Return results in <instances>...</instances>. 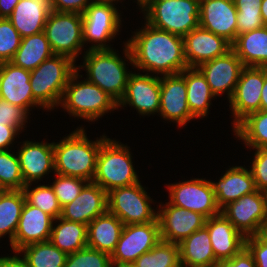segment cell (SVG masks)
Wrapping results in <instances>:
<instances>
[{"label":"cell","instance_id":"6da1fadb","mask_svg":"<svg viewBox=\"0 0 267 267\" xmlns=\"http://www.w3.org/2000/svg\"><path fill=\"white\" fill-rule=\"evenodd\" d=\"M125 43L124 56L133 67L162 76L188 68L183 37L155 28L145 22Z\"/></svg>","mask_w":267,"mask_h":267},{"label":"cell","instance_id":"7a4b0ae2","mask_svg":"<svg viewBox=\"0 0 267 267\" xmlns=\"http://www.w3.org/2000/svg\"><path fill=\"white\" fill-rule=\"evenodd\" d=\"M105 135L96 141H90L84 128L78 127L60 142H53L54 173L79 177L92 182L96 171V160Z\"/></svg>","mask_w":267,"mask_h":267},{"label":"cell","instance_id":"3957f363","mask_svg":"<svg viewBox=\"0 0 267 267\" xmlns=\"http://www.w3.org/2000/svg\"><path fill=\"white\" fill-rule=\"evenodd\" d=\"M83 65L89 82L97 85L117 103L122 99L130 71H127L126 60L120 58L114 49L86 50Z\"/></svg>","mask_w":267,"mask_h":267},{"label":"cell","instance_id":"277c9868","mask_svg":"<svg viewBox=\"0 0 267 267\" xmlns=\"http://www.w3.org/2000/svg\"><path fill=\"white\" fill-rule=\"evenodd\" d=\"M78 70L76 69L68 80L60 107L71 116L86 119L88 122L98 120L105 113L118 109V103L97 85L86 79L77 81L82 78Z\"/></svg>","mask_w":267,"mask_h":267},{"label":"cell","instance_id":"5b68a950","mask_svg":"<svg viewBox=\"0 0 267 267\" xmlns=\"http://www.w3.org/2000/svg\"><path fill=\"white\" fill-rule=\"evenodd\" d=\"M129 148L119 141L107 138L99 149L92 182L101 186L107 193L115 188L140 182Z\"/></svg>","mask_w":267,"mask_h":267},{"label":"cell","instance_id":"8992f818","mask_svg":"<svg viewBox=\"0 0 267 267\" xmlns=\"http://www.w3.org/2000/svg\"><path fill=\"white\" fill-rule=\"evenodd\" d=\"M76 71L75 62L69 57L54 54L30 71L33 97L47 110L59 106L65 87Z\"/></svg>","mask_w":267,"mask_h":267},{"label":"cell","instance_id":"52a82bcc","mask_svg":"<svg viewBox=\"0 0 267 267\" xmlns=\"http://www.w3.org/2000/svg\"><path fill=\"white\" fill-rule=\"evenodd\" d=\"M200 0H150L141 8L151 26L184 37L199 26Z\"/></svg>","mask_w":267,"mask_h":267},{"label":"cell","instance_id":"ba28073f","mask_svg":"<svg viewBox=\"0 0 267 267\" xmlns=\"http://www.w3.org/2000/svg\"><path fill=\"white\" fill-rule=\"evenodd\" d=\"M113 2L94 0L82 14L83 43L93 42L88 50L112 49L106 42L118 35L122 22Z\"/></svg>","mask_w":267,"mask_h":267},{"label":"cell","instance_id":"9c48e42d","mask_svg":"<svg viewBox=\"0 0 267 267\" xmlns=\"http://www.w3.org/2000/svg\"><path fill=\"white\" fill-rule=\"evenodd\" d=\"M152 199L141 183L115 188L107 193L108 211L124 225L158 221V212L152 209Z\"/></svg>","mask_w":267,"mask_h":267},{"label":"cell","instance_id":"30bf717a","mask_svg":"<svg viewBox=\"0 0 267 267\" xmlns=\"http://www.w3.org/2000/svg\"><path fill=\"white\" fill-rule=\"evenodd\" d=\"M82 31V14L55 11L48 15L43 30L53 53L74 62L84 46Z\"/></svg>","mask_w":267,"mask_h":267},{"label":"cell","instance_id":"8fae6325","mask_svg":"<svg viewBox=\"0 0 267 267\" xmlns=\"http://www.w3.org/2000/svg\"><path fill=\"white\" fill-rule=\"evenodd\" d=\"M221 213L245 238L267 231V207L262 191L256 190L228 203Z\"/></svg>","mask_w":267,"mask_h":267},{"label":"cell","instance_id":"7c38bea8","mask_svg":"<svg viewBox=\"0 0 267 267\" xmlns=\"http://www.w3.org/2000/svg\"><path fill=\"white\" fill-rule=\"evenodd\" d=\"M158 221L124 225L123 231L110 255L112 265L134 263L142 254L150 251L159 241Z\"/></svg>","mask_w":267,"mask_h":267},{"label":"cell","instance_id":"4fadbf2b","mask_svg":"<svg viewBox=\"0 0 267 267\" xmlns=\"http://www.w3.org/2000/svg\"><path fill=\"white\" fill-rule=\"evenodd\" d=\"M170 203L205 216L207 219L221 213L211 181L195 178L168 184Z\"/></svg>","mask_w":267,"mask_h":267},{"label":"cell","instance_id":"5bb4252c","mask_svg":"<svg viewBox=\"0 0 267 267\" xmlns=\"http://www.w3.org/2000/svg\"><path fill=\"white\" fill-rule=\"evenodd\" d=\"M265 67L245 66L229 100L234 116L233 128L247 115L260 110L261 91L264 85Z\"/></svg>","mask_w":267,"mask_h":267},{"label":"cell","instance_id":"9a60e30c","mask_svg":"<svg viewBox=\"0 0 267 267\" xmlns=\"http://www.w3.org/2000/svg\"><path fill=\"white\" fill-rule=\"evenodd\" d=\"M187 87L185 69L178 74L160 77V109L159 114L165 120L184 126L195 119L187 104Z\"/></svg>","mask_w":267,"mask_h":267},{"label":"cell","instance_id":"2e32d148","mask_svg":"<svg viewBox=\"0 0 267 267\" xmlns=\"http://www.w3.org/2000/svg\"><path fill=\"white\" fill-rule=\"evenodd\" d=\"M157 219L161 240L179 244L193 232L205 226L206 217L200 213L172 205L159 204Z\"/></svg>","mask_w":267,"mask_h":267},{"label":"cell","instance_id":"e0dca14e","mask_svg":"<svg viewBox=\"0 0 267 267\" xmlns=\"http://www.w3.org/2000/svg\"><path fill=\"white\" fill-rule=\"evenodd\" d=\"M132 106L142 116L154 115L160 109V77L153 74L132 73L118 107ZM123 105V106H122Z\"/></svg>","mask_w":267,"mask_h":267},{"label":"cell","instance_id":"ac0fdd59","mask_svg":"<svg viewBox=\"0 0 267 267\" xmlns=\"http://www.w3.org/2000/svg\"><path fill=\"white\" fill-rule=\"evenodd\" d=\"M244 67L242 61L231 49L223 56L204 62L197 69L207 80L215 98L226 91L230 100Z\"/></svg>","mask_w":267,"mask_h":267},{"label":"cell","instance_id":"d6986e66","mask_svg":"<svg viewBox=\"0 0 267 267\" xmlns=\"http://www.w3.org/2000/svg\"><path fill=\"white\" fill-rule=\"evenodd\" d=\"M236 18L237 9L233 0H200L199 26L231 44L237 37Z\"/></svg>","mask_w":267,"mask_h":267},{"label":"cell","instance_id":"ffe728a7","mask_svg":"<svg viewBox=\"0 0 267 267\" xmlns=\"http://www.w3.org/2000/svg\"><path fill=\"white\" fill-rule=\"evenodd\" d=\"M0 98L23 108L28 114L30 108L45 109L32 94L30 71L11 62L0 63Z\"/></svg>","mask_w":267,"mask_h":267},{"label":"cell","instance_id":"44dd1931","mask_svg":"<svg viewBox=\"0 0 267 267\" xmlns=\"http://www.w3.org/2000/svg\"><path fill=\"white\" fill-rule=\"evenodd\" d=\"M184 55L189 68L223 56L232 49L231 43L200 26L183 37Z\"/></svg>","mask_w":267,"mask_h":267},{"label":"cell","instance_id":"7402d4cb","mask_svg":"<svg viewBox=\"0 0 267 267\" xmlns=\"http://www.w3.org/2000/svg\"><path fill=\"white\" fill-rule=\"evenodd\" d=\"M54 218L25 201L14 240L10 244L14 252L30 244L49 241Z\"/></svg>","mask_w":267,"mask_h":267},{"label":"cell","instance_id":"603a6c76","mask_svg":"<svg viewBox=\"0 0 267 267\" xmlns=\"http://www.w3.org/2000/svg\"><path fill=\"white\" fill-rule=\"evenodd\" d=\"M107 210V192L98 184L88 182L71 203L62 207L60 217L88 225Z\"/></svg>","mask_w":267,"mask_h":267},{"label":"cell","instance_id":"cb8c5ba5","mask_svg":"<svg viewBox=\"0 0 267 267\" xmlns=\"http://www.w3.org/2000/svg\"><path fill=\"white\" fill-rule=\"evenodd\" d=\"M17 156L25 184L37 183L44 175L55 171L54 147L52 143L23 141Z\"/></svg>","mask_w":267,"mask_h":267},{"label":"cell","instance_id":"d4e9b609","mask_svg":"<svg viewBox=\"0 0 267 267\" xmlns=\"http://www.w3.org/2000/svg\"><path fill=\"white\" fill-rule=\"evenodd\" d=\"M210 242L217 261L231 259L245 247V237L222 214L206 219Z\"/></svg>","mask_w":267,"mask_h":267},{"label":"cell","instance_id":"484cf974","mask_svg":"<svg viewBox=\"0 0 267 267\" xmlns=\"http://www.w3.org/2000/svg\"><path fill=\"white\" fill-rule=\"evenodd\" d=\"M51 11L52 0H20L7 18L23 38L43 32Z\"/></svg>","mask_w":267,"mask_h":267},{"label":"cell","instance_id":"4316f807","mask_svg":"<svg viewBox=\"0 0 267 267\" xmlns=\"http://www.w3.org/2000/svg\"><path fill=\"white\" fill-rule=\"evenodd\" d=\"M211 184L220 209L257 190L250 169L243 166L230 167L218 182L211 181Z\"/></svg>","mask_w":267,"mask_h":267},{"label":"cell","instance_id":"83f0119b","mask_svg":"<svg viewBox=\"0 0 267 267\" xmlns=\"http://www.w3.org/2000/svg\"><path fill=\"white\" fill-rule=\"evenodd\" d=\"M123 228V222L107 210L87 225V247L111 255Z\"/></svg>","mask_w":267,"mask_h":267},{"label":"cell","instance_id":"f1b7e54d","mask_svg":"<svg viewBox=\"0 0 267 267\" xmlns=\"http://www.w3.org/2000/svg\"><path fill=\"white\" fill-rule=\"evenodd\" d=\"M232 50L244 66L267 67V26L237 35Z\"/></svg>","mask_w":267,"mask_h":267},{"label":"cell","instance_id":"f546056e","mask_svg":"<svg viewBox=\"0 0 267 267\" xmlns=\"http://www.w3.org/2000/svg\"><path fill=\"white\" fill-rule=\"evenodd\" d=\"M178 245L181 266L210 265L217 262L205 226L193 232Z\"/></svg>","mask_w":267,"mask_h":267},{"label":"cell","instance_id":"4dcf8cb0","mask_svg":"<svg viewBox=\"0 0 267 267\" xmlns=\"http://www.w3.org/2000/svg\"><path fill=\"white\" fill-rule=\"evenodd\" d=\"M53 55L54 53L45 33L41 32L23 37L18 50L10 62L15 66L32 71Z\"/></svg>","mask_w":267,"mask_h":267},{"label":"cell","instance_id":"1f68e13d","mask_svg":"<svg viewBox=\"0 0 267 267\" xmlns=\"http://www.w3.org/2000/svg\"><path fill=\"white\" fill-rule=\"evenodd\" d=\"M185 81L187 87V104L192 116L203 118L207 116L211 99L215 97L207 80L197 68L185 69Z\"/></svg>","mask_w":267,"mask_h":267},{"label":"cell","instance_id":"d6a6232c","mask_svg":"<svg viewBox=\"0 0 267 267\" xmlns=\"http://www.w3.org/2000/svg\"><path fill=\"white\" fill-rule=\"evenodd\" d=\"M52 227L50 242L61 251L71 254L87 247V225L58 217Z\"/></svg>","mask_w":267,"mask_h":267},{"label":"cell","instance_id":"836d02e7","mask_svg":"<svg viewBox=\"0 0 267 267\" xmlns=\"http://www.w3.org/2000/svg\"><path fill=\"white\" fill-rule=\"evenodd\" d=\"M26 201L23 190H6L0 198V238L9 235L10 244L18 228L23 205Z\"/></svg>","mask_w":267,"mask_h":267},{"label":"cell","instance_id":"e575fe53","mask_svg":"<svg viewBox=\"0 0 267 267\" xmlns=\"http://www.w3.org/2000/svg\"><path fill=\"white\" fill-rule=\"evenodd\" d=\"M234 135L246 147L267 148V113L259 110L247 115L234 128Z\"/></svg>","mask_w":267,"mask_h":267},{"label":"cell","instance_id":"d590c367","mask_svg":"<svg viewBox=\"0 0 267 267\" xmlns=\"http://www.w3.org/2000/svg\"><path fill=\"white\" fill-rule=\"evenodd\" d=\"M28 267H64L68 254L58 249L50 241L38 242L21 248Z\"/></svg>","mask_w":267,"mask_h":267},{"label":"cell","instance_id":"8d00e7d4","mask_svg":"<svg viewBox=\"0 0 267 267\" xmlns=\"http://www.w3.org/2000/svg\"><path fill=\"white\" fill-rule=\"evenodd\" d=\"M137 267H181L179 245L160 240L150 251L138 257Z\"/></svg>","mask_w":267,"mask_h":267},{"label":"cell","instance_id":"74e56055","mask_svg":"<svg viewBox=\"0 0 267 267\" xmlns=\"http://www.w3.org/2000/svg\"><path fill=\"white\" fill-rule=\"evenodd\" d=\"M32 183L26 184L23 188L26 201L46 212L54 219L60 217L62 207L51 187V185H38L31 189ZM31 189V190H30Z\"/></svg>","mask_w":267,"mask_h":267},{"label":"cell","instance_id":"f35d334b","mask_svg":"<svg viewBox=\"0 0 267 267\" xmlns=\"http://www.w3.org/2000/svg\"><path fill=\"white\" fill-rule=\"evenodd\" d=\"M237 9V35L265 26L261 17L262 0H233Z\"/></svg>","mask_w":267,"mask_h":267},{"label":"cell","instance_id":"ab89813d","mask_svg":"<svg viewBox=\"0 0 267 267\" xmlns=\"http://www.w3.org/2000/svg\"><path fill=\"white\" fill-rule=\"evenodd\" d=\"M10 150L0 151V187L5 190H23V180L19 159Z\"/></svg>","mask_w":267,"mask_h":267},{"label":"cell","instance_id":"60d3db41","mask_svg":"<svg viewBox=\"0 0 267 267\" xmlns=\"http://www.w3.org/2000/svg\"><path fill=\"white\" fill-rule=\"evenodd\" d=\"M87 183V180L79 177L64 176L56 173V178L51 187L59 204L63 207L71 203Z\"/></svg>","mask_w":267,"mask_h":267},{"label":"cell","instance_id":"b9f144b4","mask_svg":"<svg viewBox=\"0 0 267 267\" xmlns=\"http://www.w3.org/2000/svg\"><path fill=\"white\" fill-rule=\"evenodd\" d=\"M64 267H112L110 254L85 247L68 254Z\"/></svg>","mask_w":267,"mask_h":267},{"label":"cell","instance_id":"7bdbcfd3","mask_svg":"<svg viewBox=\"0 0 267 267\" xmlns=\"http://www.w3.org/2000/svg\"><path fill=\"white\" fill-rule=\"evenodd\" d=\"M22 37L8 20L0 18V63L10 62L18 50Z\"/></svg>","mask_w":267,"mask_h":267},{"label":"cell","instance_id":"ee69618b","mask_svg":"<svg viewBox=\"0 0 267 267\" xmlns=\"http://www.w3.org/2000/svg\"><path fill=\"white\" fill-rule=\"evenodd\" d=\"M28 115L23 108L0 98V125L14 126L22 131L28 122Z\"/></svg>","mask_w":267,"mask_h":267},{"label":"cell","instance_id":"f6af8a7d","mask_svg":"<svg viewBox=\"0 0 267 267\" xmlns=\"http://www.w3.org/2000/svg\"><path fill=\"white\" fill-rule=\"evenodd\" d=\"M250 171L256 189L265 190L267 188V148H256Z\"/></svg>","mask_w":267,"mask_h":267},{"label":"cell","instance_id":"bcb514c9","mask_svg":"<svg viewBox=\"0 0 267 267\" xmlns=\"http://www.w3.org/2000/svg\"><path fill=\"white\" fill-rule=\"evenodd\" d=\"M245 247L252 254L257 267H267V231L247 237Z\"/></svg>","mask_w":267,"mask_h":267},{"label":"cell","instance_id":"7dc6e473","mask_svg":"<svg viewBox=\"0 0 267 267\" xmlns=\"http://www.w3.org/2000/svg\"><path fill=\"white\" fill-rule=\"evenodd\" d=\"M214 267H257L252 254L244 247L231 259L219 260Z\"/></svg>","mask_w":267,"mask_h":267},{"label":"cell","instance_id":"c3c4849f","mask_svg":"<svg viewBox=\"0 0 267 267\" xmlns=\"http://www.w3.org/2000/svg\"><path fill=\"white\" fill-rule=\"evenodd\" d=\"M92 1L94 0H52V6L55 12H75L83 14Z\"/></svg>","mask_w":267,"mask_h":267},{"label":"cell","instance_id":"681fc988","mask_svg":"<svg viewBox=\"0 0 267 267\" xmlns=\"http://www.w3.org/2000/svg\"><path fill=\"white\" fill-rule=\"evenodd\" d=\"M19 132L17 127L0 125V151L8 150Z\"/></svg>","mask_w":267,"mask_h":267},{"label":"cell","instance_id":"f907efd6","mask_svg":"<svg viewBox=\"0 0 267 267\" xmlns=\"http://www.w3.org/2000/svg\"><path fill=\"white\" fill-rule=\"evenodd\" d=\"M16 253L13 256L0 257V267H28L25 259Z\"/></svg>","mask_w":267,"mask_h":267},{"label":"cell","instance_id":"816d5d0a","mask_svg":"<svg viewBox=\"0 0 267 267\" xmlns=\"http://www.w3.org/2000/svg\"><path fill=\"white\" fill-rule=\"evenodd\" d=\"M20 0H0V18L9 17Z\"/></svg>","mask_w":267,"mask_h":267},{"label":"cell","instance_id":"f5cc1de1","mask_svg":"<svg viewBox=\"0 0 267 267\" xmlns=\"http://www.w3.org/2000/svg\"><path fill=\"white\" fill-rule=\"evenodd\" d=\"M260 110L267 113V67H265L264 85L261 91Z\"/></svg>","mask_w":267,"mask_h":267},{"label":"cell","instance_id":"db71d44e","mask_svg":"<svg viewBox=\"0 0 267 267\" xmlns=\"http://www.w3.org/2000/svg\"><path fill=\"white\" fill-rule=\"evenodd\" d=\"M260 9L263 23L267 26V0H262Z\"/></svg>","mask_w":267,"mask_h":267},{"label":"cell","instance_id":"11a10c76","mask_svg":"<svg viewBox=\"0 0 267 267\" xmlns=\"http://www.w3.org/2000/svg\"><path fill=\"white\" fill-rule=\"evenodd\" d=\"M137 267L134 263L129 264H120V265H112V267Z\"/></svg>","mask_w":267,"mask_h":267},{"label":"cell","instance_id":"9f6ffc18","mask_svg":"<svg viewBox=\"0 0 267 267\" xmlns=\"http://www.w3.org/2000/svg\"><path fill=\"white\" fill-rule=\"evenodd\" d=\"M150 0H137L138 6H140V9L145 6Z\"/></svg>","mask_w":267,"mask_h":267},{"label":"cell","instance_id":"6f0895ef","mask_svg":"<svg viewBox=\"0 0 267 267\" xmlns=\"http://www.w3.org/2000/svg\"><path fill=\"white\" fill-rule=\"evenodd\" d=\"M181 267H214V264H210V265H196V266H181Z\"/></svg>","mask_w":267,"mask_h":267},{"label":"cell","instance_id":"680465c9","mask_svg":"<svg viewBox=\"0 0 267 267\" xmlns=\"http://www.w3.org/2000/svg\"><path fill=\"white\" fill-rule=\"evenodd\" d=\"M262 192L264 194V198H265V201H266V207H267V188L265 190H263Z\"/></svg>","mask_w":267,"mask_h":267},{"label":"cell","instance_id":"91938a15","mask_svg":"<svg viewBox=\"0 0 267 267\" xmlns=\"http://www.w3.org/2000/svg\"><path fill=\"white\" fill-rule=\"evenodd\" d=\"M5 191H6L5 189L0 188V198H1V195H2Z\"/></svg>","mask_w":267,"mask_h":267}]
</instances>
